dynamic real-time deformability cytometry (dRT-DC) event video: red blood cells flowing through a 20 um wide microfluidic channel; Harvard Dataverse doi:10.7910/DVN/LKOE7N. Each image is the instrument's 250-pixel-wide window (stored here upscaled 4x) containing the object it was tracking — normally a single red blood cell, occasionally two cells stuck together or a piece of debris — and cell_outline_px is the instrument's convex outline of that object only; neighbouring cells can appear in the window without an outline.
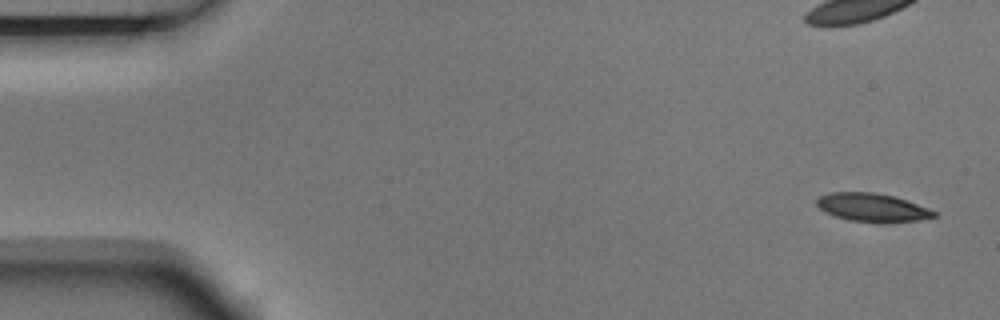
{"species": "Egyptian fruit bat (a non-hibernating species)", "species_latin": "Rousettus aegyptiacus", "temperature_condition": "room temperature", "stored_images_in_passage": 7, "camera_frame_rate_fps": 3000, "um_per_image_px": 0.085, "animal": {"sex": "male"}, "frame": {"image": 1, "passage_image": 1, "time_ms": 0.0, "image_size_px": [1000, 320], "cell_outline_px": [[936, 216], [920, 220], [880, 224], [876, 224], [848, 220], [824, 212], [816, 204], [816, 200], [820, 196], [832, 192], [876, 192], [892, 196], [928, 208], [936, 212]], "centroid_in_image_um": [74.13, 17.66], "position_along_channel_um": 10.9, "area_um2": 19.54}}